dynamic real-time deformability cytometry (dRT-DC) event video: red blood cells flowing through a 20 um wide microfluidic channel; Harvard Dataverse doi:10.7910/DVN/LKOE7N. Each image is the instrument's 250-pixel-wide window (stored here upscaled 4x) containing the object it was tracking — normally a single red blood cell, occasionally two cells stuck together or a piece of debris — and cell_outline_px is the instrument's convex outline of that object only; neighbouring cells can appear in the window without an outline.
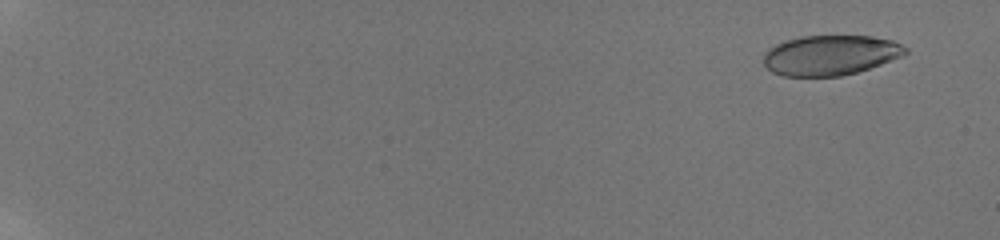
{"species": "human", "species_latin": "Homo sapiens", "temperature_condition": "room temperature", "stored_images_in_passage": 49, "camera_frame_rate_fps": 3000, "um_per_image_px": 0.085, "donor": {"sex": "male"}, "frame": {"image": 1, "passage_image": 4, "time_ms": 1.333, "image_size_px": [1000, 240], "cell_outline_px": [[908, 52], [904, 56], [856, 72], [840, 76], [784, 76], [772, 72], [764, 64], [764, 52], [768, 48], [776, 44], [800, 36], [872, 36], [892, 40], [908, 48]], "centroid_in_image_um": [70.59, 4.68], "position_along_channel_um": 14.4, "area_um2": 33.06}}
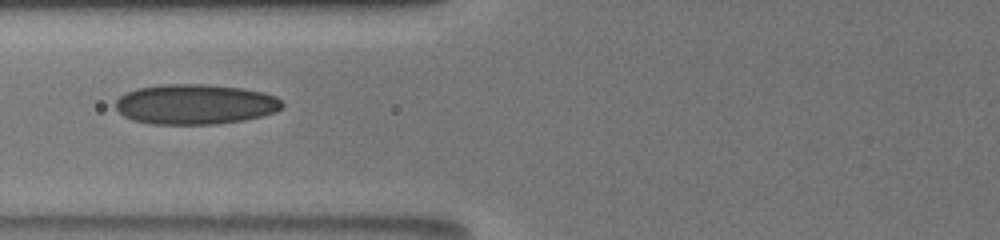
{"frame": {"image": 2, "passage_image": 25, "time_ms": 9.333, "image_size_px": [1000, 240], "cell_outline_px": [[284, 104], [276, 112], [244, 120], [216, 124], [148, 124], [132, 120], [124, 116], [116, 108], [116, 100], [120, 96], [136, 88], [160, 84], [204, 84], [244, 88], [264, 92], [276, 96]], "centroid_in_image_um": [16.59, 8.86], "position_along_channel_um": 109.2, "area_um2": 39.19}}
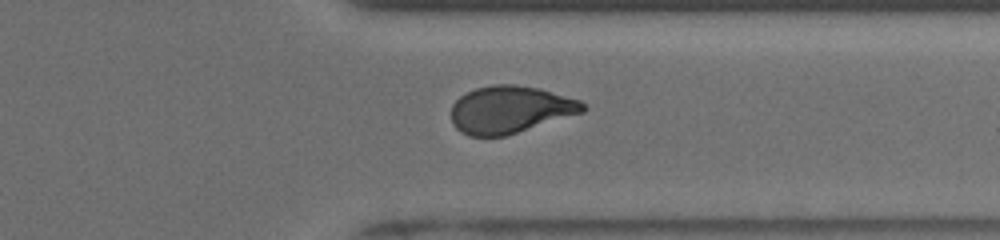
{"frame": {"image": 3, "passage_image": 41, "time_ms": 16.0, "image_size_px": [1000, 240], "cell_outline_px": [[588, 108], [584, 112], [504, 136], [468, 136], [460, 132], [452, 124], [452, 104], [460, 96], [476, 88], [492, 84], [512, 84], [540, 88], [580, 100]], "centroid_in_image_um": [43.36, 9.31], "position_along_channel_um": 368.0, "area_um2": 36.3}, "authors_computed_cell_mechanics": {"area_um2": 36.3562, "velocity_mm_per_s": 3.8915, "shape_relaxation_time_tau1_ms": 11.0644, "shape_relaxation_time_tau2_ms": 1.3764, "deformation_change_tau1": 0.2381, "deformation_change_tau2": 0.0691}}